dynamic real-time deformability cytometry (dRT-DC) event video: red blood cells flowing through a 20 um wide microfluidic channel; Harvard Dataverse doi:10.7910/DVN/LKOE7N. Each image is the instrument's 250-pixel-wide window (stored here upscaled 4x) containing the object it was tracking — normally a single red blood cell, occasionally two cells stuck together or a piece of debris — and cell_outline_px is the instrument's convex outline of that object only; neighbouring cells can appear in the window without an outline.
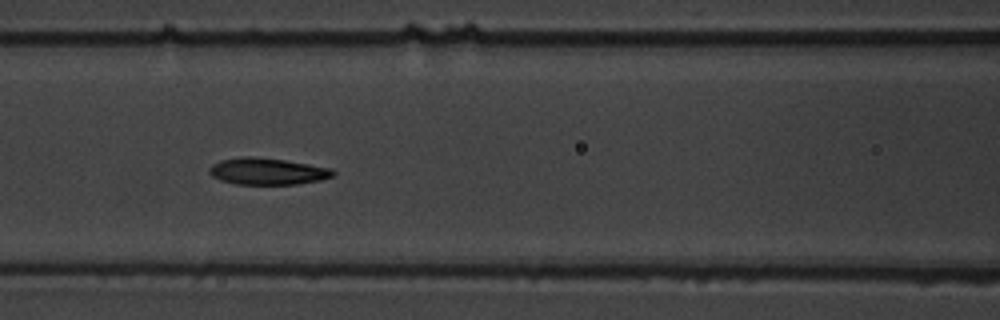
{"species": "common noctule bat (a hibernating species)", "species_latin": "Nyctalus noctula", "temperature_condition": "warm", "stored_images_in_passage": 11, "camera_frame_rate_fps": 3000, "um_per_image_px": 0.085, "animal": {"sex": "male", "body_mass_g": 19.5, "forearm_length_mm": 54.6}, "frame": {"image": 1, "passage_image": 7, "time_ms": 7.667, "image_size_px": [1000, 320], "cell_outline_px": [[336, 172], [332, 176], [320, 180], [296, 184], [236, 184], [220, 180], [212, 176], [208, 172], [208, 168], [212, 164], [220, 160], [244, 156], [248, 156], [284, 160], [332, 168]], "centroid_in_image_um": [22.7, 14.56], "position_along_channel_um": 143.9, "area_um2": 19.19}}
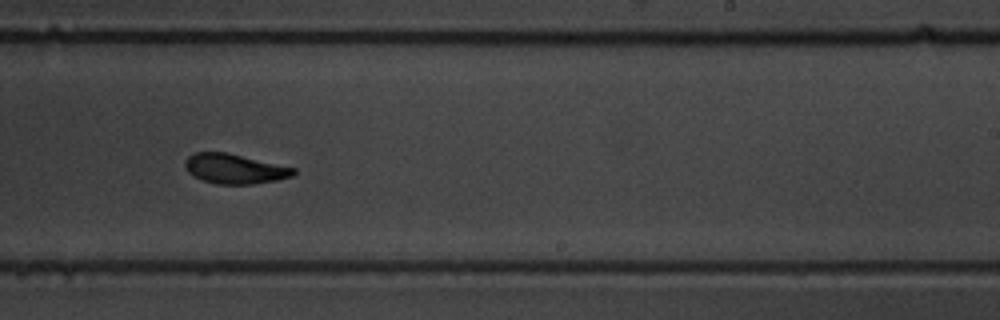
{"frame": {"image": 2, "passage_image": 10, "time_ms": 11.333, "image_size_px": [1000, 320], "cell_outline_px": [[296, 172], [292, 176], [276, 180], [252, 184], [216, 184], [204, 180], [188, 172], [184, 168], [184, 160], [188, 156], [196, 152], [228, 152], [296, 168]], "centroid_in_image_um": [19.94, 14.33], "position_along_channel_um": 269.1, "area_um2": 18.84}}
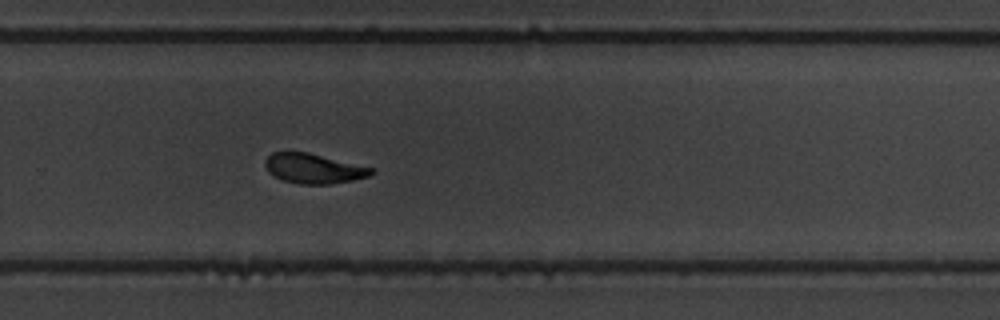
{"frame": {"image": 3, "passage_image": 11, "time_ms": 12.333, "image_size_px": [1000, 320], "cell_outline_px": [[376, 172], [368, 176], [352, 180], [328, 184], [300, 184], [284, 180], [268, 172], [264, 164], [264, 160], [272, 152], [308, 152], [372, 168]], "centroid_in_image_um": [26.63, 14.32], "position_along_channel_um": 303.2, "area_um2": 18.21}}